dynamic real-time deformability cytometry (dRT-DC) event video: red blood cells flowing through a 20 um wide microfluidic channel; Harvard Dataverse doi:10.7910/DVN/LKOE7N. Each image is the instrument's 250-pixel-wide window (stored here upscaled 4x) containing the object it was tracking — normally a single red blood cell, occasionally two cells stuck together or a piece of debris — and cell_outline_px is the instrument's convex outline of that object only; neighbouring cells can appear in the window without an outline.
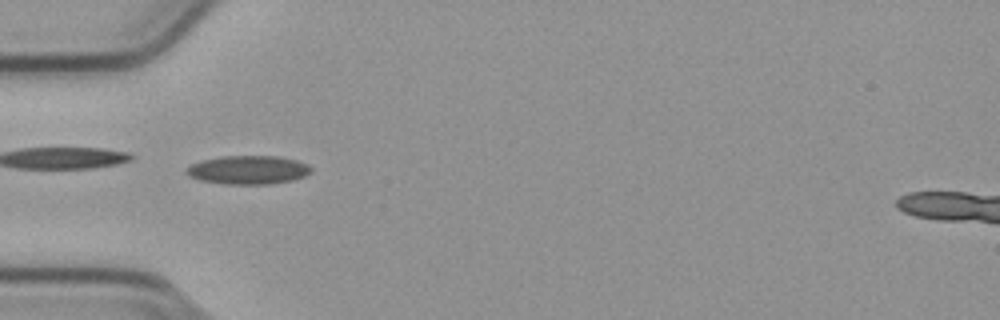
{"species": "common noctule bat (a hibernating species)", "species_latin": "Nyctalus noctula", "temperature_condition": "cold", "stored_images_in_passage": 53, "camera_frame_rate_fps": 3000, "um_per_image_px": 0.085, "animal": {"sex": "male", "body_mass_g": 23.1, "forearm_length_mm": 52.7}, "frame": {"image": 1, "passage_image": 16, "time_ms": 5.0, "image_size_px": [1000, 320], "cell_outline_px": [[312, 172], [304, 176], [292, 180], [268, 184], [224, 184], [200, 180], [188, 176], [184, 172], [192, 164], [204, 160], [220, 156], [280, 156], [296, 160], [308, 164], [312, 168]], "centroid_in_image_um": [21.11, 14.44], "position_along_channel_um": 63.9, "area_um2": 20.81}}
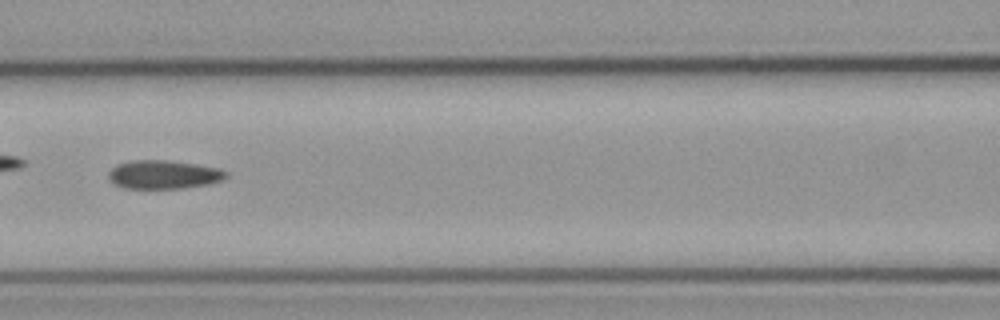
{"frame": {"image": 2, "passage_image": 23, "time_ms": 7.333, "image_size_px": [1000, 320], "cell_outline_px": [[228, 176], [220, 180], [204, 184], [180, 188], [124, 188], [116, 184], [108, 176], [108, 172], [116, 164], [132, 160], [168, 160], [196, 164], [220, 168], [228, 172]], "centroid_in_image_um": [13.9, 14.82], "position_along_channel_um": 152.7, "area_um2": 19.36}}
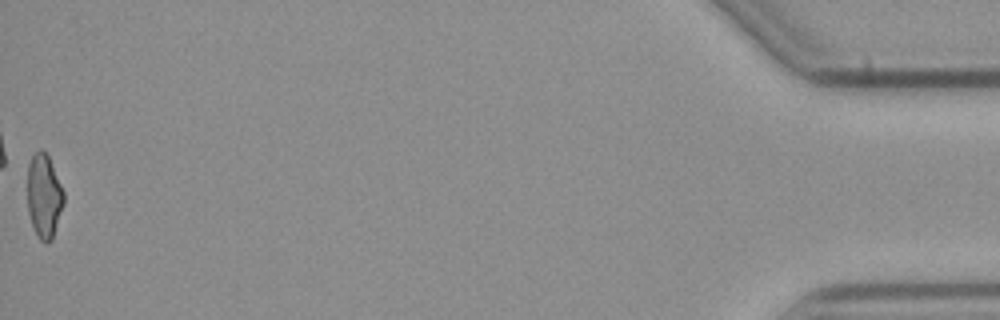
{"frame": {"image": 3, "passage_image": 53, "time_ms": 17.333, "image_size_px": [1000, 320], "cell_outline_px": [[64, 204], [52, 240], [48, 244], [44, 244], [40, 240], [32, 224], [28, 212], [28, 164], [32, 156], [40, 148], [48, 156], [64, 192]], "centroid_in_image_um": [3.75, 16.7], "position_along_channel_um": 431.5, "area_um2": 17.69}, "authors_computed_cell_mechanics": {"area_um2": 19.4786, "velocity_mm_per_s": 3.8089, "shape_relaxation_time_tau1_ms": 10.9126, "shape_relaxation_time_tau2_ms": 4.8255, "deformation_change_tau1": 0.1937, "deformation_change_tau2": 0.136}}